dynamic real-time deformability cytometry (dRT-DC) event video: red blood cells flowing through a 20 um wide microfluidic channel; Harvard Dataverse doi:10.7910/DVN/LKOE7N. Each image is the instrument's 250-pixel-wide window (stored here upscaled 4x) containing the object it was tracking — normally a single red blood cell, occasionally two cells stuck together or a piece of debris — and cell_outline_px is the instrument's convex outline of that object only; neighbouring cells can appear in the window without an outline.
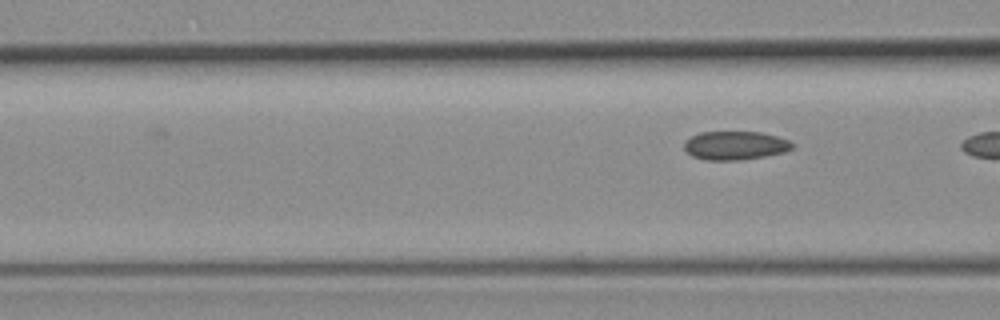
{"species": "common noctule bat (a hibernating species)", "species_latin": "Nyctalus noctula", "temperature_condition": "room temperature", "stored_images_in_passage": 7, "camera_frame_rate_fps": 3000, "um_per_image_px": 0.085, "animal": {"sex": "female", "body_mass_g": 19.3, "forearm_length_mm": 54.1}, "frame": {"image": 1, "passage_image": 7, "time_ms": 7.0, "image_size_px": [1000, 320], "cell_outline_px": [[792, 148], [784, 152], [764, 156], [740, 160], [708, 160], [692, 156], [684, 148], [684, 140], [700, 132], [760, 132], [776, 136], [788, 140], [792, 144]], "centroid_in_image_um": [62.45, 12.36], "position_along_channel_um": 104.1, "area_um2": 17.86}}